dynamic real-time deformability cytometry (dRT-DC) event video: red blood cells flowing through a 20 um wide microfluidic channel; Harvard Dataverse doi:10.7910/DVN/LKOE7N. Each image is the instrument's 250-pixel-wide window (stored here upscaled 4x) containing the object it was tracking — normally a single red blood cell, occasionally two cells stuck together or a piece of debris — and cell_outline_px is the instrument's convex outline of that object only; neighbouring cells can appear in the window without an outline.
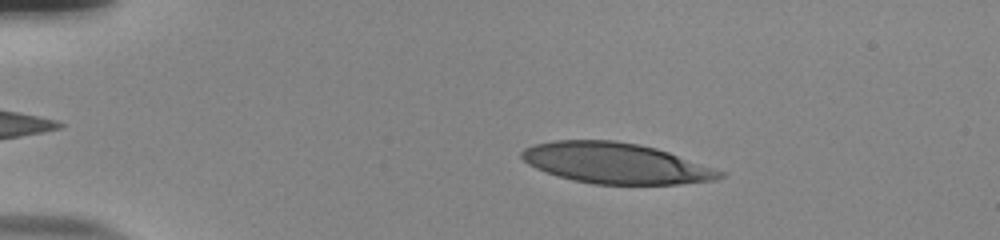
{"species": "human", "species_latin": "Homo sapiens", "temperature_condition": "room temperature", "stored_images_in_passage": 52, "camera_frame_rate_fps": 3000, "um_per_image_px": 0.085, "donor": {"sex": "male"}, "frame": {"image": 1, "passage_image": 9, "time_ms": 2.667, "image_size_px": [1000, 240], "cell_outline_px": [[724, 176], [712, 180], [676, 184], [596, 184], [572, 180], [536, 168], [528, 164], [520, 156], [520, 152], [524, 148], [536, 144], [556, 140], [612, 140], [636, 144], [656, 148], [668, 152], [724, 172]], "centroid_in_image_um": [52.29, 13.87], "position_along_channel_um": 32.7, "area_um2": 46.36}}
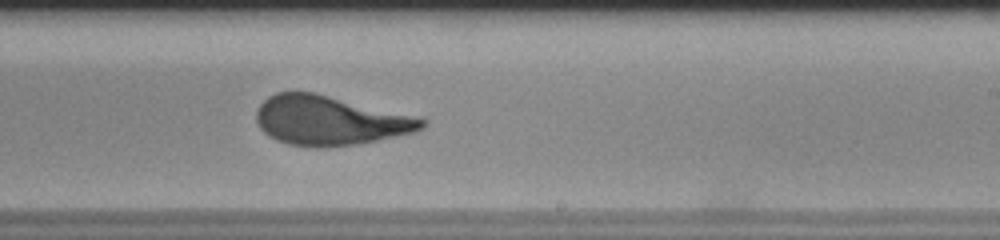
{"frame": {"image": 2, "passage_image": 32, "time_ms": 10.333, "image_size_px": [1000, 240], "cell_outline_px": [[428, 120], [424, 128], [412, 132], [376, 140], [356, 144], [320, 148], [316, 148], [288, 144], [276, 140], [268, 136], [260, 128], [256, 120], [256, 108], [268, 96], [276, 92], [316, 92]], "centroid_in_image_um": [27.96, 10.24], "position_along_channel_um": 261.0, "area_um2": 47.4}}
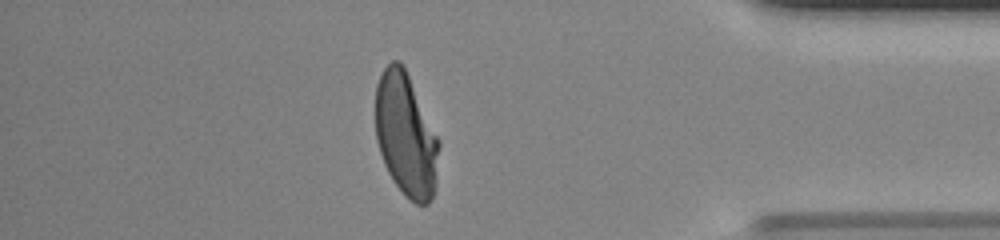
{"frame": {"image": 3, "passage_image": 45, "time_ms": 14.667, "image_size_px": [1000, 240], "cell_outline_px": [[440, 144], [432, 196], [428, 204], [416, 204], [404, 196], [392, 180], [384, 164], [376, 140], [376, 84], [384, 68], [392, 60], [400, 60], [440, 140]], "centroid_in_image_um": [34.48, 11.48], "position_along_channel_um": 400.7, "area_um2": 45.2}, "authors_computed_cell_mechanics": {"area_um2": 47.5983, "velocity_mm_per_s": 3.8567, "shape_relaxation_time_tau1_ms": 7.383, "shape_relaxation_time_tau2_ms": null, "deformation_change_tau1": 0.277, "deformation_change_tau2": null}}